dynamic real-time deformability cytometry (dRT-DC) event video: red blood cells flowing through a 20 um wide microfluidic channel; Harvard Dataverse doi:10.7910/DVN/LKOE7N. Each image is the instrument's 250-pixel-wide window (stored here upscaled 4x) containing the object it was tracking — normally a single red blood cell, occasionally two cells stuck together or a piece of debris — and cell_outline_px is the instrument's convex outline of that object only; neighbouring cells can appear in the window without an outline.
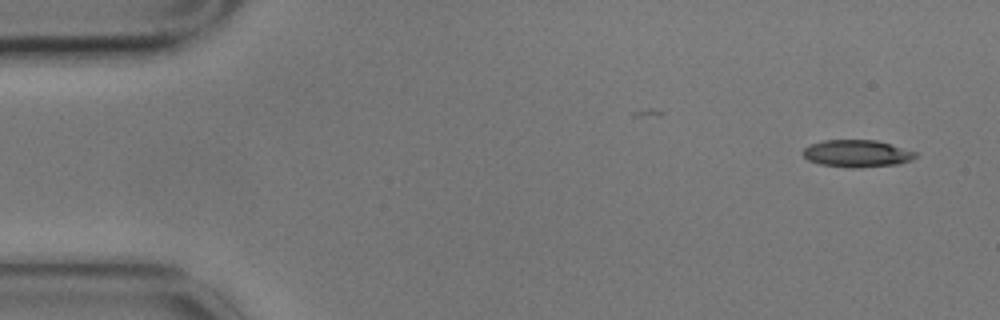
{"species": "common noctule bat (a hibernating species)", "species_latin": "Nyctalus noctula", "temperature_condition": "cold", "stored_images_in_passage": 2, "camera_frame_rate_fps": 3000, "um_per_image_px": 0.085, "animal": {"sex": "male", "body_mass_g": 17.9}, "frame": {"image": 1, "passage_image": 2, "time_ms": 0.333, "image_size_px": [1000, 320], "cell_outline_px": [[916, 156], [912, 160], [896, 164], [856, 168], [852, 168], [820, 164], [808, 160], [800, 152], [804, 148], [812, 144], [824, 140], [876, 140], [916, 152]], "centroid_in_image_um": [72.81, 13.05], "position_along_channel_um": 12.2, "area_um2": 17.69}}